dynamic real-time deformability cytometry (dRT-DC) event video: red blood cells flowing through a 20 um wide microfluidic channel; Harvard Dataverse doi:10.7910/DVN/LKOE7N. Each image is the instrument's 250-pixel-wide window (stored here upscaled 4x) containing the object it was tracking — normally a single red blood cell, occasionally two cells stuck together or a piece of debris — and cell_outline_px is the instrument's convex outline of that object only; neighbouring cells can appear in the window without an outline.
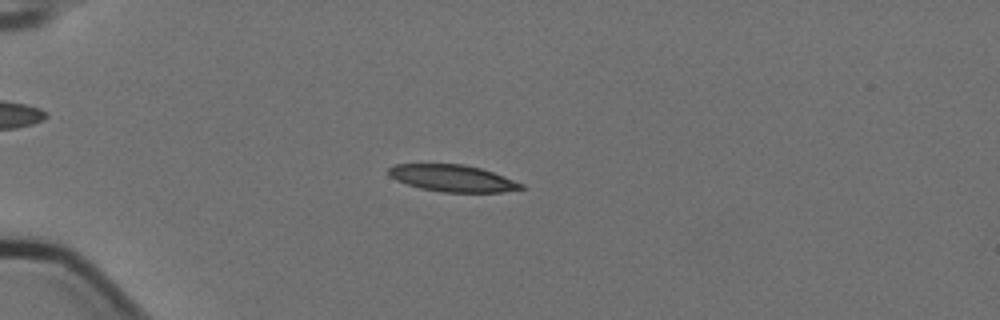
{"species": "Egyptian fruit bat (a non-hibernating species)", "species_latin": "Rousettus aegyptiacus", "temperature_condition": "cold", "stored_images_in_passage": 7, "camera_frame_rate_fps": 3000, "um_per_image_px": 0.085, "animal": {"sex": "female"}, "frame": {"image": 1, "passage_image": 5, "time_ms": 1.333, "image_size_px": [1000, 320], "cell_outline_px": [[524, 188], [504, 192], [440, 192], [420, 188], [396, 180], [388, 176], [388, 168], [396, 164], [464, 164], [480, 168], [504, 176], [524, 184]], "centroid_in_image_um": [38.46, 15.15], "position_along_channel_um": 46.5, "area_um2": 20.69}}
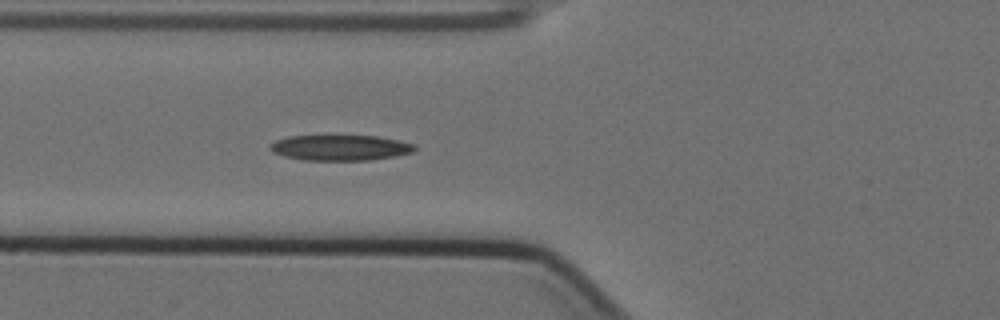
{"frame": {"image": 2, "passage_image": 7, "time_ms": 2.0, "image_size_px": [1000, 320], "cell_outline_px": [[416, 148], [412, 152], [396, 156], [372, 160], [304, 160], [284, 156], [272, 152], [268, 148], [276, 140], [288, 136], [376, 136], [400, 140], [416, 144]], "centroid_in_image_um": [28.95, 12.56], "position_along_channel_um": 96.9, "area_um2": 21.56}}